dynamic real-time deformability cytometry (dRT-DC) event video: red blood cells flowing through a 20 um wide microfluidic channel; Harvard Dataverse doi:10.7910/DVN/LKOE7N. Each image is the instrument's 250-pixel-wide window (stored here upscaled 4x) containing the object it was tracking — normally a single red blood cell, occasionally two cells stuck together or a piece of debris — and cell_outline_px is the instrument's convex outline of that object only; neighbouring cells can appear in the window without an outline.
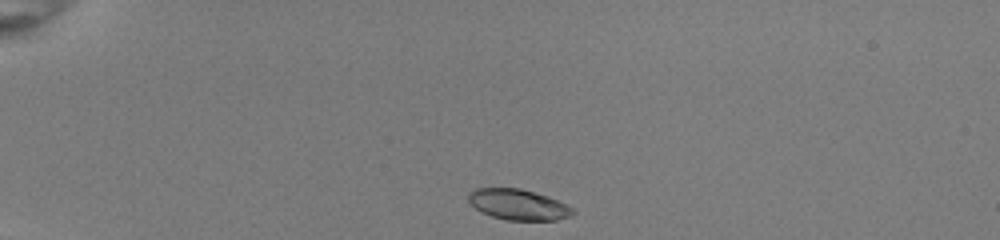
{"species": "common noctule bat (a hibernating species)", "species_latin": "Nyctalus noctula", "temperature_condition": "room temperature", "stored_images_in_passage": 40, "camera_frame_rate_fps": 3000, "um_per_image_px": 0.085, "animal": {"sex": "female", "body_mass_g": 22.0, "forearm_length_mm": 56.7}, "frame": {"image": 1, "passage_image": 1, "time_ms": 0.0, "image_size_px": [1000, 240], "cell_outline_px": [[576, 212], [572, 216], [556, 220], [508, 220], [492, 216], [480, 212], [468, 200], [468, 192], [472, 188], [520, 188], [548, 196], [572, 208]], "centroid_in_image_um": [44.03, 17.38], "position_along_channel_um": 41.0, "area_um2": 18.67}}
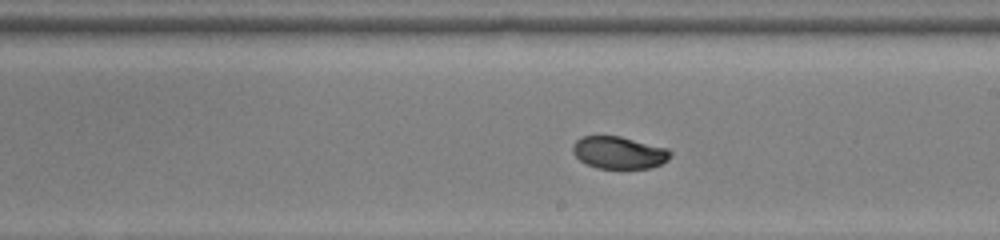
{"frame": {"image": 2, "passage_image": 20, "time_ms": 6.333, "image_size_px": [1000, 240], "cell_outline_px": [[672, 156], [668, 160], [652, 168], [596, 168], [580, 160], [572, 152], [572, 144], [576, 140], [584, 136], [620, 136], [668, 148], [672, 152]], "centroid_in_image_um": [52.63, 12.97], "position_along_channel_um": 236.4, "area_um2": 18.44}}
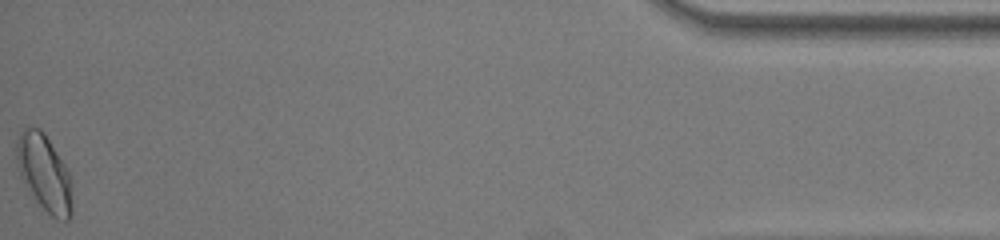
{"frame": {"image": 3, "passage_image": 40, "time_ms": 13.0, "image_size_px": [1000, 240], "cell_outline_px": [[72, 216], [68, 220], [56, 220], [36, 200], [20, 176], [16, 156], [16, 140], [24, 124], [28, 124], [40, 128], [44, 132], [68, 168], [72, 200]], "centroid_in_image_um": [3.76, 14.63], "position_along_channel_um": 431.4, "area_um2": 25.03}, "authors_computed_cell_mechanics": {"area_um2": 19.1029, "velocity_mm_per_s": 3.9888, "shape_relaxation_time_tau1_ms": 3.4585, "shape_relaxation_time_tau2_ms": 1.2193, "deformation_change_tau1": 0.143, "deformation_change_tau2": 0.0301}}